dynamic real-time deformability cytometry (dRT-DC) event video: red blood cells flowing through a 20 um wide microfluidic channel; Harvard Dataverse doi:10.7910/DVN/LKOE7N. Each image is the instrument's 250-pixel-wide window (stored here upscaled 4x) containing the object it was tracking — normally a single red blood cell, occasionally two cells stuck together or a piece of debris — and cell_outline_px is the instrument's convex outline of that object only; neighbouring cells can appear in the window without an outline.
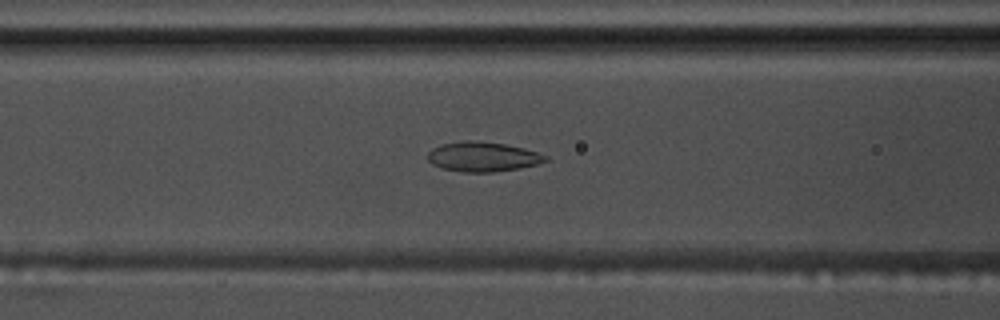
{"species": "common noctule bat (a hibernating species)", "species_latin": "Nyctalus noctula", "temperature_condition": "warm", "stored_images_in_passage": 57, "camera_frame_rate_fps": 3000, "um_per_image_px": 0.085, "animal": {"sex": "male", "body_mass_g": 17.5, "forearm_length_mm": 52.3}, "frame": {"image": 1, "passage_image": 24, "time_ms": 7.667, "image_size_px": [1000, 320], "cell_outline_px": [[548, 160], [536, 164], [520, 168], [492, 172], [464, 172], [444, 168], [432, 164], [428, 160], [428, 152], [432, 148], [440, 144], [468, 140], [504, 144], [524, 148], [548, 156]], "centroid_in_image_um": [41.02, 13.32], "position_along_channel_um": 125.6, "area_um2": 20.17}}
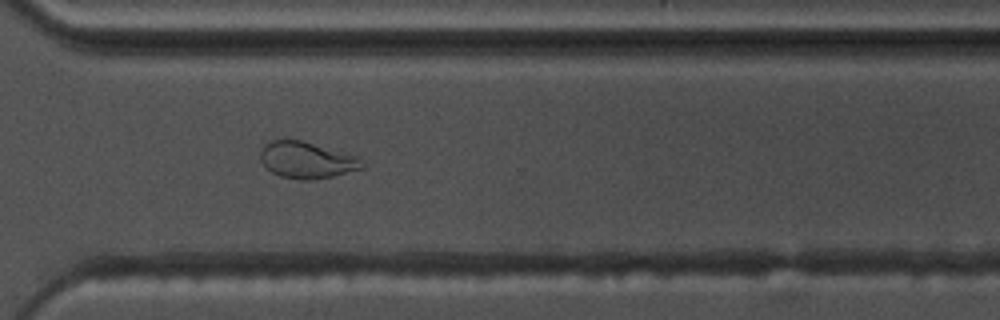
{"frame": {"image": 2, "passage_image": 42, "time_ms": 13.667, "image_size_px": [1000, 320], "cell_outline_px": [[364, 168], [316, 180], [300, 180], [280, 176], [272, 172], [260, 160], [260, 152], [264, 144], [272, 140], [300, 140], [356, 156], [364, 164]], "centroid_in_image_um": [26.05, 13.62], "position_along_channel_um": 344.6, "area_um2": 21.39}}
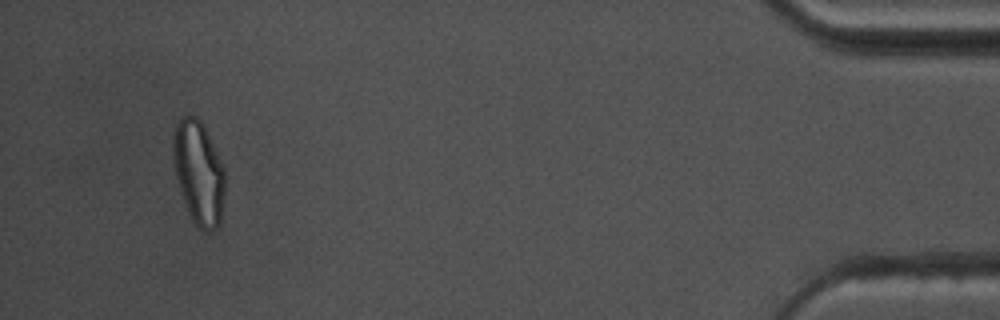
{"frame": {"image": 3, "passage_image": 54, "time_ms": 17.667, "image_size_px": [1000, 320], "cell_outline_px": [[224, 196], [220, 224], [216, 228], [208, 232], [204, 232], [192, 220], [188, 212], [176, 176], [172, 148], [172, 136], [176, 124], [188, 112], [196, 116], [200, 120], [208, 136], [224, 172]], "centroid_in_image_um": [16.86, 14.68], "position_along_channel_um": 418.3, "area_um2": 30.75}, "authors_computed_cell_mechanics": {"area_um2": 21.964, "velocity_mm_per_s": 3.6532, "shape_relaxation_time_tau1_ms": 10.3635, "shape_relaxation_time_tau2_ms": 1.5955, "deformation_change_tau1": 0.2442, "deformation_change_tau2": 0.0763}}